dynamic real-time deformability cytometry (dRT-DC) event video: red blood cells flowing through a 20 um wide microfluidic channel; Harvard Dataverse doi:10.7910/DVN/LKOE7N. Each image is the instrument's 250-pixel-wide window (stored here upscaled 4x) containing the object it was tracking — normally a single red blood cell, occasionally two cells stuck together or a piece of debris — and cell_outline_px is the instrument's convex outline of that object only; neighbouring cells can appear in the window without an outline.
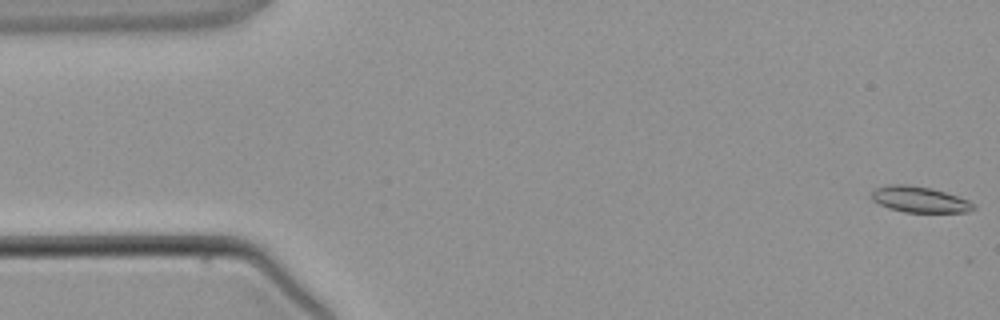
{"species": "common noctule bat (a hibernating species)", "species_latin": "Nyctalus noctula", "temperature_condition": "warm", "stored_images_in_passage": 4, "camera_frame_rate_fps": 3000, "um_per_image_px": 0.085, "animal": {"sex": "male", "body_mass_g": 21.5, "forearm_length_mm": 52.0}, "frame": {"image": 1, "passage_image": 1, "time_ms": 0.0, "image_size_px": [1000, 320], "cell_outline_px": [[976, 208], [968, 212], [904, 212], [888, 208], [872, 200], [872, 192], [876, 188], [888, 184], [908, 184], [932, 188], [968, 200]], "centroid_in_image_um": [78.13, 16.95], "position_along_channel_um": 6.9, "area_um2": 15.32}}